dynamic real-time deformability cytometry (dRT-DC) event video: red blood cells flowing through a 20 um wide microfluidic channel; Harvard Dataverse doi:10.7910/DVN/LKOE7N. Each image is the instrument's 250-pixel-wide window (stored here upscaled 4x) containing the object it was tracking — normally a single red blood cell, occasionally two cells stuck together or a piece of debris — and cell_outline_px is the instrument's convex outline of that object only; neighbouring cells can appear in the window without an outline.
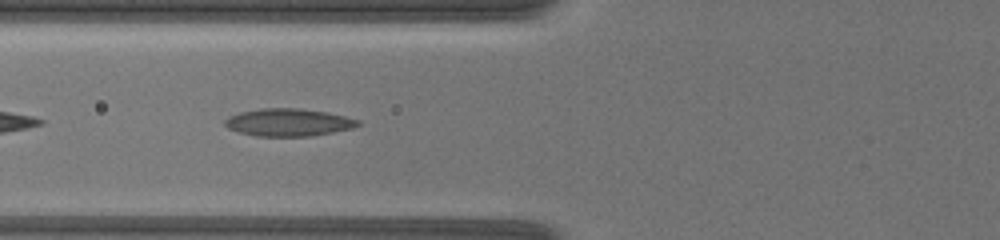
{"species": "common noctule bat (a hibernating species)", "species_latin": "Nyctalus noctula", "temperature_condition": "warm", "stored_images_in_passage": 15, "camera_frame_rate_fps": 3000, "um_per_image_px": 0.085, "animal": {"sex": "female", "body_mass_g": 19.5, "forearm_length_mm": 54.1}, "frame": {"image": 1, "passage_image": 7, "time_ms": 1.333, "image_size_px": [1000, 240], "cell_outline_px": [[360, 124], [352, 128], [312, 136], [256, 136], [240, 132], [228, 128], [224, 124], [224, 120], [228, 116], [240, 112], [260, 108], [300, 108], [328, 112], [360, 120]], "centroid_in_image_um": [24.5, 10.39], "position_along_channel_um": 101.3, "area_um2": 21.39}}
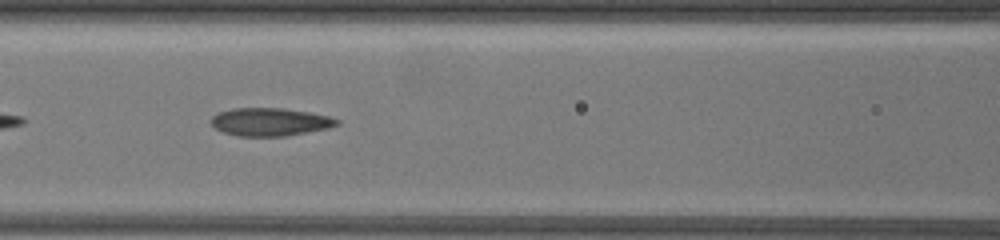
{"frame": {"image": 2, "passage_image": 11, "time_ms": 2.333, "image_size_px": [1000, 240], "cell_outline_px": [[340, 124], [328, 128], [284, 136], [236, 136], [224, 132], [216, 128], [208, 120], [212, 116], [220, 112], [232, 108], [284, 108], [308, 112], [328, 116], [340, 120]], "centroid_in_image_um": [22.94, 10.36], "position_along_channel_um": 143.7, "area_um2": 20.46}}
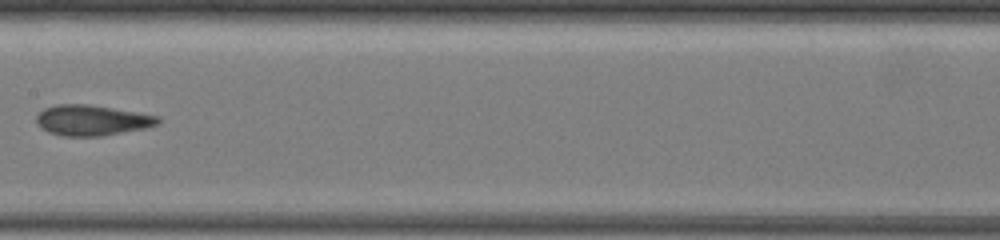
{"frame": {"image": 3, "passage_image": 14, "time_ms": 3.667, "image_size_px": [1000, 240], "cell_outline_px": [[160, 124], [144, 128], [104, 136], [60, 136], [48, 132], [40, 128], [36, 124], [36, 116], [44, 108], [56, 104], [88, 104], [160, 116]], "centroid_in_image_um": [7.79, 10.23], "position_along_channel_um": 199.6, "area_um2": 21.79}}